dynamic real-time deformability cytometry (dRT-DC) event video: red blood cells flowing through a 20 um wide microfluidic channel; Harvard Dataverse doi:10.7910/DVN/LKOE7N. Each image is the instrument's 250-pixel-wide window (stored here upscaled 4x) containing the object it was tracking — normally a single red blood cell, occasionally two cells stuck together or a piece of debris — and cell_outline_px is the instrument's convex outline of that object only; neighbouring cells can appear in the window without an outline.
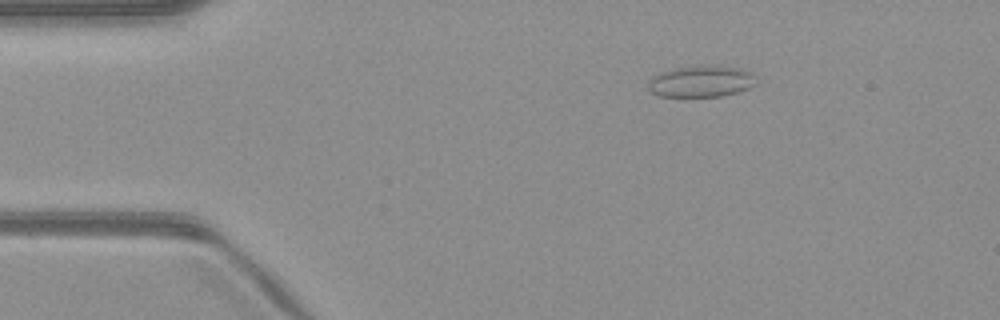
{"species": "common noctule bat (a hibernating species)", "species_latin": "Nyctalus noctula", "temperature_condition": "warm", "stored_images_in_passage": 50, "camera_frame_rate_fps": 3000, "um_per_image_px": 0.085, "animal": {"sex": "male", "body_mass_g": 23.1, "forearm_length_mm": 52.7}, "frame": {"image": 1, "passage_image": 8, "time_ms": 2.333, "image_size_px": [1000, 320], "cell_outline_px": [[756, 84], [748, 88], [736, 92], [720, 96], [660, 96], [652, 92], [648, 88], [648, 84], [656, 76], [664, 72], [676, 68], [736, 68], [752, 72], [756, 76]], "centroid_in_image_um": [59.64, 6.97], "position_along_channel_um": 25.4, "area_um2": 18.61}}
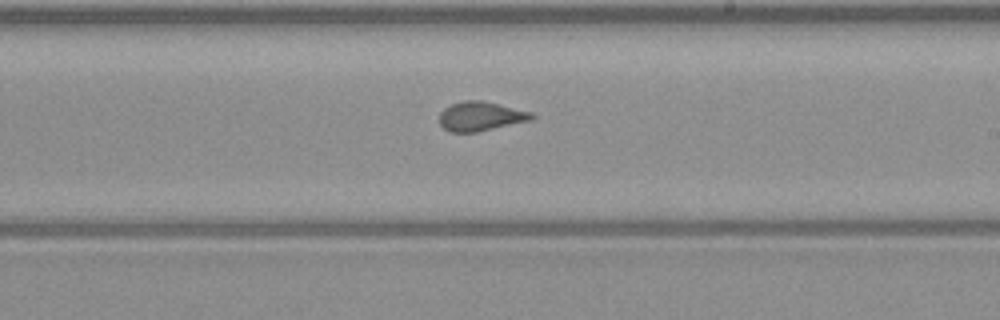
{"frame": {"image": 2, "passage_image": 29, "time_ms": 9.333, "image_size_px": [1000, 320], "cell_outline_px": [[536, 116], [532, 120], [476, 132], [448, 132], [440, 124], [440, 112], [444, 108], [452, 104], [464, 100], [480, 100], [532, 112]], "centroid_in_image_um": [40.85, 9.89], "position_along_channel_um": 248.1, "area_um2": 15.66}}
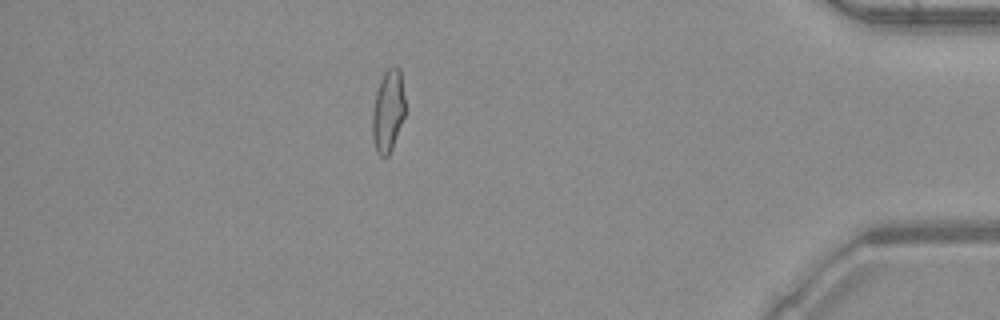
{"frame": {"image": 3, "passage_image": 44, "time_ms": 14.333, "image_size_px": [1000, 320], "cell_outline_px": [[404, 116], [392, 148], [388, 156], [380, 156], [376, 152], [372, 140], [372, 112], [376, 92], [380, 80], [384, 72], [392, 64], [396, 64], [400, 68], [404, 96]], "centroid_in_image_um": [32.97, 9.4], "position_along_channel_um": 402.2, "area_um2": 15.84}, "authors_computed_cell_mechanics": {"area_um2": 16.2418, "velocity_mm_per_s": 4.0652, "shape_relaxation_time_tau1_ms": null, "shape_relaxation_time_tau2_ms": 0.9118, "deformation_change_tau1": null, "deformation_change_tau2": 0.0721}}